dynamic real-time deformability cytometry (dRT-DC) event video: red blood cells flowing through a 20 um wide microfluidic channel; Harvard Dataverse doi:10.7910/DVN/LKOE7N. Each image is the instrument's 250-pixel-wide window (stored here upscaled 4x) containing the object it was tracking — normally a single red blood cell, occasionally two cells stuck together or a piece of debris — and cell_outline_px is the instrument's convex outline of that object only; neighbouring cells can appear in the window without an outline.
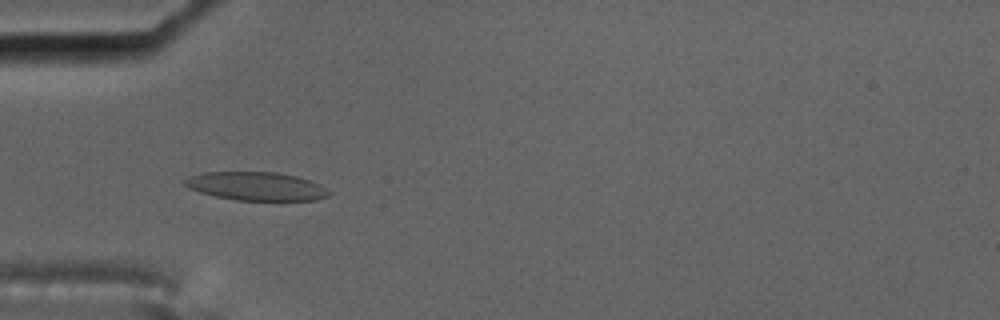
{"species": "common noctule bat (a hibernating species)", "species_latin": "Nyctalus noctula", "temperature_condition": "cold", "stored_images_in_passage": 56, "camera_frame_rate_fps": 3000, "um_per_image_px": 0.085, "animal": {"sex": "male", "body_mass_g": 17.5, "forearm_length_mm": 52.3}, "frame": {"image": 1, "passage_image": 17, "time_ms": 5.333, "image_size_px": [1000, 320], "cell_outline_px": [[332, 192], [328, 196], [316, 200], [236, 200], [216, 196], [200, 192], [188, 188], [184, 184], [184, 180], [188, 176], [204, 172], [276, 172], [296, 176], [320, 184]], "centroid_in_image_um": [21.78, 15.82], "position_along_channel_um": 63.2, "area_um2": 23.87}, "authors_computed_cell_mechanics": {"area_um2": 24.7384, "velocity_mm_per_s": 3.5042, "shape_relaxation_time_tau1_ms": null, "shape_relaxation_time_tau2_ms": 1.8075, "deformation_change_tau1": null, "deformation_change_tau2": 0.0783}}